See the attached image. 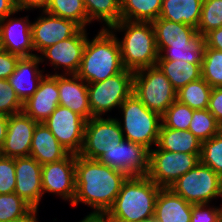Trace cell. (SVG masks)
<instances>
[{"instance_id": "1", "label": "cell", "mask_w": 222, "mask_h": 222, "mask_svg": "<svg viewBox=\"0 0 222 222\" xmlns=\"http://www.w3.org/2000/svg\"><path fill=\"white\" fill-rule=\"evenodd\" d=\"M127 178L124 172L111 169L98 160L76 155V194L71 206H77L81 202L94 210L79 222H85L97 214L107 213Z\"/></svg>"}, {"instance_id": "2", "label": "cell", "mask_w": 222, "mask_h": 222, "mask_svg": "<svg viewBox=\"0 0 222 222\" xmlns=\"http://www.w3.org/2000/svg\"><path fill=\"white\" fill-rule=\"evenodd\" d=\"M118 37L110 29H100L86 46L77 75L87 84L103 81L124 70Z\"/></svg>"}, {"instance_id": "3", "label": "cell", "mask_w": 222, "mask_h": 222, "mask_svg": "<svg viewBox=\"0 0 222 222\" xmlns=\"http://www.w3.org/2000/svg\"><path fill=\"white\" fill-rule=\"evenodd\" d=\"M110 30L125 31L123 40L118 39L125 69L136 72L157 65L158 51L151 22L120 20Z\"/></svg>"}, {"instance_id": "4", "label": "cell", "mask_w": 222, "mask_h": 222, "mask_svg": "<svg viewBox=\"0 0 222 222\" xmlns=\"http://www.w3.org/2000/svg\"><path fill=\"white\" fill-rule=\"evenodd\" d=\"M160 189L147 176L128 177L107 214L128 222H144L154 216Z\"/></svg>"}, {"instance_id": "5", "label": "cell", "mask_w": 222, "mask_h": 222, "mask_svg": "<svg viewBox=\"0 0 222 222\" xmlns=\"http://www.w3.org/2000/svg\"><path fill=\"white\" fill-rule=\"evenodd\" d=\"M123 114V122L119 121L123 137L134 143L141 144L151 150L152 145H156L162 116L149 110L132 93L119 107Z\"/></svg>"}, {"instance_id": "6", "label": "cell", "mask_w": 222, "mask_h": 222, "mask_svg": "<svg viewBox=\"0 0 222 222\" xmlns=\"http://www.w3.org/2000/svg\"><path fill=\"white\" fill-rule=\"evenodd\" d=\"M176 92L157 65L134 72L133 93L149 110L161 116L176 100Z\"/></svg>"}, {"instance_id": "7", "label": "cell", "mask_w": 222, "mask_h": 222, "mask_svg": "<svg viewBox=\"0 0 222 222\" xmlns=\"http://www.w3.org/2000/svg\"><path fill=\"white\" fill-rule=\"evenodd\" d=\"M169 188L194 205L209 204L212 199L222 198V178L201 162L179 177Z\"/></svg>"}, {"instance_id": "8", "label": "cell", "mask_w": 222, "mask_h": 222, "mask_svg": "<svg viewBox=\"0 0 222 222\" xmlns=\"http://www.w3.org/2000/svg\"><path fill=\"white\" fill-rule=\"evenodd\" d=\"M134 72H122L103 81L89 83L88 99L93 117H101L120 105L133 93Z\"/></svg>"}, {"instance_id": "9", "label": "cell", "mask_w": 222, "mask_h": 222, "mask_svg": "<svg viewBox=\"0 0 222 222\" xmlns=\"http://www.w3.org/2000/svg\"><path fill=\"white\" fill-rule=\"evenodd\" d=\"M201 153L168 152L158 147L149 151L147 177L161 188H169L200 162Z\"/></svg>"}, {"instance_id": "10", "label": "cell", "mask_w": 222, "mask_h": 222, "mask_svg": "<svg viewBox=\"0 0 222 222\" xmlns=\"http://www.w3.org/2000/svg\"><path fill=\"white\" fill-rule=\"evenodd\" d=\"M124 139L117 118L92 117L86 121L83 145L78 155L98 160L115 144H120Z\"/></svg>"}, {"instance_id": "11", "label": "cell", "mask_w": 222, "mask_h": 222, "mask_svg": "<svg viewBox=\"0 0 222 222\" xmlns=\"http://www.w3.org/2000/svg\"><path fill=\"white\" fill-rule=\"evenodd\" d=\"M149 149L123 139L105 152L98 161L111 169L124 172L128 177L146 176L149 166Z\"/></svg>"}, {"instance_id": "12", "label": "cell", "mask_w": 222, "mask_h": 222, "mask_svg": "<svg viewBox=\"0 0 222 222\" xmlns=\"http://www.w3.org/2000/svg\"><path fill=\"white\" fill-rule=\"evenodd\" d=\"M86 121L78 113L58 105L43 123L70 154L78 155L83 145Z\"/></svg>"}, {"instance_id": "13", "label": "cell", "mask_w": 222, "mask_h": 222, "mask_svg": "<svg viewBox=\"0 0 222 222\" xmlns=\"http://www.w3.org/2000/svg\"><path fill=\"white\" fill-rule=\"evenodd\" d=\"M75 164V154H69L58 162L43 164L41 174L43 195L54 193L72 204L76 194Z\"/></svg>"}, {"instance_id": "14", "label": "cell", "mask_w": 222, "mask_h": 222, "mask_svg": "<svg viewBox=\"0 0 222 222\" xmlns=\"http://www.w3.org/2000/svg\"><path fill=\"white\" fill-rule=\"evenodd\" d=\"M87 34V30L81 28L74 36L47 47L40 53L43 56H39L41 62L46 58V61L48 59L55 67L54 70L63 67L64 73L61 74H77L86 46Z\"/></svg>"}, {"instance_id": "15", "label": "cell", "mask_w": 222, "mask_h": 222, "mask_svg": "<svg viewBox=\"0 0 222 222\" xmlns=\"http://www.w3.org/2000/svg\"><path fill=\"white\" fill-rule=\"evenodd\" d=\"M80 29L74 21L42 11V15L32 22L34 50L41 53L47 47L74 36Z\"/></svg>"}, {"instance_id": "16", "label": "cell", "mask_w": 222, "mask_h": 222, "mask_svg": "<svg viewBox=\"0 0 222 222\" xmlns=\"http://www.w3.org/2000/svg\"><path fill=\"white\" fill-rule=\"evenodd\" d=\"M11 16L8 15L0 22V48L20 58L38 55L32 53L34 51L32 23L28 16L21 18H11Z\"/></svg>"}, {"instance_id": "17", "label": "cell", "mask_w": 222, "mask_h": 222, "mask_svg": "<svg viewBox=\"0 0 222 222\" xmlns=\"http://www.w3.org/2000/svg\"><path fill=\"white\" fill-rule=\"evenodd\" d=\"M23 111L8 116L6 138L0 149V155L6 157H29L32 137L36 125Z\"/></svg>"}, {"instance_id": "18", "label": "cell", "mask_w": 222, "mask_h": 222, "mask_svg": "<svg viewBox=\"0 0 222 222\" xmlns=\"http://www.w3.org/2000/svg\"><path fill=\"white\" fill-rule=\"evenodd\" d=\"M15 193L38 210L43 196L41 174L42 165L32 157H15Z\"/></svg>"}, {"instance_id": "19", "label": "cell", "mask_w": 222, "mask_h": 222, "mask_svg": "<svg viewBox=\"0 0 222 222\" xmlns=\"http://www.w3.org/2000/svg\"><path fill=\"white\" fill-rule=\"evenodd\" d=\"M59 105L58 72L46 74L35 93L23 103V112L43 123Z\"/></svg>"}, {"instance_id": "20", "label": "cell", "mask_w": 222, "mask_h": 222, "mask_svg": "<svg viewBox=\"0 0 222 222\" xmlns=\"http://www.w3.org/2000/svg\"><path fill=\"white\" fill-rule=\"evenodd\" d=\"M59 105L84 119L93 117L88 99V85L77 74H58Z\"/></svg>"}, {"instance_id": "21", "label": "cell", "mask_w": 222, "mask_h": 222, "mask_svg": "<svg viewBox=\"0 0 222 222\" xmlns=\"http://www.w3.org/2000/svg\"><path fill=\"white\" fill-rule=\"evenodd\" d=\"M40 63L42 62L39 55L20 58L15 71L7 79L23 103L35 93L40 81L46 75L43 74V70H39Z\"/></svg>"}, {"instance_id": "22", "label": "cell", "mask_w": 222, "mask_h": 222, "mask_svg": "<svg viewBox=\"0 0 222 222\" xmlns=\"http://www.w3.org/2000/svg\"><path fill=\"white\" fill-rule=\"evenodd\" d=\"M69 154L44 123L36 125L32 137L30 157L43 165L61 161Z\"/></svg>"}, {"instance_id": "23", "label": "cell", "mask_w": 222, "mask_h": 222, "mask_svg": "<svg viewBox=\"0 0 222 222\" xmlns=\"http://www.w3.org/2000/svg\"><path fill=\"white\" fill-rule=\"evenodd\" d=\"M193 205L170 188H161L156 199L154 215L159 222H190Z\"/></svg>"}, {"instance_id": "24", "label": "cell", "mask_w": 222, "mask_h": 222, "mask_svg": "<svg viewBox=\"0 0 222 222\" xmlns=\"http://www.w3.org/2000/svg\"><path fill=\"white\" fill-rule=\"evenodd\" d=\"M151 23L155 32L158 53L168 46H179L192 42L199 35L196 28L184 23H177L160 17Z\"/></svg>"}, {"instance_id": "25", "label": "cell", "mask_w": 222, "mask_h": 222, "mask_svg": "<svg viewBox=\"0 0 222 222\" xmlns=\"http://www.w3.org/2000/svg\"><path fill=\"white\" fill-rule=\"evenodd\" d=\"M156 147L168 152L201 153L202 142L189 130L171 129L162 124Z\"/></svg>"}, {"instance_id": "26", "label": "cell", "mask_w": 222, "mask_h": 222, "mask_svg": "<svg viewBox=\"0 0 222 222\" xmlns=\"http://www.w3.org/2000/svg\"><path fill=\"white\" fill-rule=\"evenodd\" d=\"M203 0H163L160 18L197 29Z\"/></svg>"}, {"instance_id": "27", "label": "cell", "mask_w": 222, "mask_h": 222, "mask_svg": "<svg viewBox=\"0 0 222 222\" xmlns=\"http://www.w3.org/2000/svg\"><path fill=\"white\" fill-rule=\"evenodd\" d=\"M157 66L176 91L202 77L200 64H191L182 60H157Z\"/></svg>"}, {"instance_id": "28", "label": "cell", "mask_w": 222, "mask_h": 222, "mask_svg": "<svg viewBox=\"0 0 222 222\" xmlns=\"http://www.w3.org/2000/svg\"><path fill=\"white\" fill-rule=\"evenodd\" d=\"M163 0H120L121 20L152 22L160 17Z\"/></svg>"}, {"instance_id": "29", "label": "cell", "mask_w": 222, "mask_h": 222, "mask_svg": "<svg viewBox=\"0 0 222 222\" xmlns=\"http://www.w3.org/2000/svg\"><path fill=\"white\" fill-rule=\"evenodd\" d=\"M206 39L198 35L192 42L185 45L168 46L158 53V60H182L202 66Z\"/></svg>"}, {"instance_id": "30", "label": "cell", "mask_w": 222, "mask_h": 222, "mask_svg": "<svg viewBox=\"0 0 222 222\" xmlns=\"http://www.w3.org/2000/svg\"><path fill=\"white\" fill-rule=\"evenodd\" d=\"M87 12L88 23L102 21L110 29L121 20L120 0H83Z\"/></svg>"}, {"instance_id": "31", "label": "cell", "mask_w": 222, "mask_h": 222, "mask_svg": "<svg viewBox=\"0 0 222 222\" xmlns=\"http://www.w3.org/2000/svg\"><path fill=\"white\" fill-rule=\"evenodd\" d=\"M212 87L201 77L176 92V100L191 109H207Z\"/></svg>"}, {"instance_id": "32", "label": "cell", "mask_w": 222, "mask_h": 222, "mask_svg": "<svg viewBox=\"0 0 222 222\" xmlns=\"http://www.w3.org/2000/svg\"><path fill=\"white\" fill-rule=\"evenodd\" d=\"M45 11L60 18L74 21L82 29H85L88 24L83 0H49Z\"/></svg>"}, {"instance_id": "33", "label": "cell", "mask_w": 222, "mask_h": 222, "mask_svg": "<svg viewBox=\"0 0 222 222\" xmlns=\"http://www.w3.org/2000/svg\"><path fill=\"white\" fill-rule=\"evenodd\" d=\"M188 130L204 142L220 132V124L208 109H193Z\"/></svg>"}, {"instance_id": "34", "label": "cell", "mask_w": 222, "mask_h": 222, "mask_svg": "<svg viewBox=\"0 0 222 222\" xmlns=\"http://www.w3.org/2000/svg\"><path fill=\"white\" fill-rule=\"evenodd\" d=\"M202 78L212 87H222V51L205 47Z\"/></svg>"}, {"instance_id": "35", "label": "cell", "mask_w": 222, "mask_h": 222, "mask_svg": "<svg viewBox=\"0 0 222 222\" xmlns=\"http://www.w3.org/2000/svg\"><path fill=\"white\" fill-rule=\"evenodd\" d=\"M222 27V0H203L197 32L205 36L211 30Z\"/></svg>"}, {"instance_id": "36", "label": "cell", "mask_w": 222, "mask_h": 222, "mask_svg": "<svg viewBox=\"0 0 222 222\" xmlns=\"http://www.w3.org/2000/svg\"><path fill=\"white\" fill-rule=\"evenodd\" d=\"M200 162L222 178V133L202 142Z\"/></svg>"}, {"instance_id": "37", "label": "cell", "mask_w": 222, "mask_h": 222, "mask_svg": "<svg viewBox=\"0 0 222 222\" xmlns=\"http://www.w3.org/2000/svg\"><path fill=\"white\" fill-rule=\"evenodd\" d=\"M32 209L33 208L15 192L0 194V222L23 217Z\"/></svg>"}, {"instance_id": "38", "label": "cell", "mask_w": 222, "mask_h": 222, "mask_svg": "<svg viewBox=\"0 0 222 222\" xmlns=\"http://www.w3.org/2000/svg\"><path fill=\"white\" fill-rule=\"evenodd\" d=\"M192 115L193 109L175 100L162 115V124L171 129L188 130Z\"/></svg>"}, {"instance_id": "39", "label": "cell", "mask_w": 222, "mask_h": 222, "mask_svg": "<svg viewBox=\"0 0 222 222\" xmlns=\"http://www.w3.org/2000/svg\"><path fill=\"white\" fill-rule=\"evenodd\" d=\"M23 110V102L7 80L0 79V113L11 116Z\"/></svg>"}, {"instance_id": "40", "label": "cell", "mask_w": 222, "mask_h": 222, "mask_svg": "<svg viewBox=\"0 0 222 222\" xmlns=\"http://www.w3.org/2000/svg\"><path fill=\"white\" fill-rule=\"evenodd\" d=\"M15 185V159L0 155V194L13 193Z\"/></svg>"}, {"instance_id": "41", "label": "cell", "mask_w": 222, "mask_h": 222, "mask_svg": "<svg viewBox=\"0 0 222 222\" xmlns=\"http://www.w3.org/2000/svg\"><path fill=\"white\" fill-rule=\"evenodd\" d=\"M222 207H210L209 204L193 205L190 222H217Z\"/></svg>"}, {"instance_id": "42", "label": "cell", "mask_w": 222, "mask_h": 222, "mask_svg": "<svg viewBox=\"0 0 222 222\" xmlns=\"http://www.w3.org/2000/svg\"><path fill=\"white\" fill-rule=\"evenodd\" d=\"M20 57L0 48V79L7 80L15 71Z\"/></svg>"}, {"instance_id": "43", "label": "cell", "mask_w": 222, "mask_h": 222, "mask_svg": "<svg viewBox=\"0 0 222 222\" xmlns=\"http://www.w3.org/2000/svg\"><path fill=\"white\" fill-rule=\"evenodd\" d=\"M207 109L220 124L222 122V87L212 88Z\"/></svg>"}, {"instance_id": "44", "label": "cell", "mask_w": 222, "mask_h": 222, "mask_svg": "<svg viewBox=\"0 0 222 222\" xmlns=\"http://www.w3.org/2000/svg\"><path fill=\"white\" fill-rule=\"evenodd\" d=\"M49 3V0H15V5L17 10L24 11V10H31V9H41L45 11Z\"/></svg>"}, {"instance_id": "45", "label": "cell", "mask_w": 222, "mask_h": 222, "mask_svg": "<svg viewBox=\"0 0 222 222\" xmlns=\"http://www.w3.org/2000/svg\"><path fill=\"white\" fill-rule=\"evenodd\" d=\"M204 37L208 48L222 51V27L211 30Z\"/></svg>"}, {"instance_id": "46", "label": "cell", "mask_w": 222, "mask_h": 222, "mask_svg": "<svg viewBox=\"0 0 222 222\" xmlns=\"http://www.w3.org/2000/svg\"><path fill=\"white\" fill-rule=\"evenodd\" d=\"M18 12L15 0H0V22L8 15H13Z\"/></svg>"}, {"instance_id": "47", "label": "cell", "mask_w": 222, "mask_h": 222, "mask_svg": "<svg viewBox=\"0 0 222 222\" xmlns=\"http://www.w3.org/2000/svg\"><path fill=\"white\" fill-rule=\"evenodd\" d=\"M85 222H128L115 217L109 216L107 213L97 214L88 218Z\"/></svg>"}, {"instance_id": "48", "label": "cell", "mask_w": 222, "mask_h": 222, "mask_svg": "<svg viewBox=\"0 0 222 222\" xmlns=\"http://www.w3.org/2000/svg\"><path fill=\"white\" fill-rule=\"evenodd\" d=\"M8 126V116L0 113V149L3 146L4 139L6 138Z\"/></svg>"}, {"instance_id": "49", "label": "cell", "mask_w": 222, "mask_h": 222, "mask_svg": "<svg viewBox=\"0 0 222 222\" xmlns=\"http://www.w3.org/2000/svg\"><path fill=\"white\" fill-rule=\"evenodd\" d=\"M37 212V209H32L27 215L6 222H38V220L36 219Z\"/></svg>"}, {"instance_id": "50", "label": "cell", "mask_w": 222, "mask_h": 222, "mask_svg": "<svg viewBox=\"0 0 222 222\" xmlns=\"http://www.w3.org/2000/svg\"><path fill=\"white\" fill-rule=\"evenodd\" d=\"M144 222H159V220L154 216L148 218L147 220H145Z\"/></svg>"}, {"instance_id": "51", "label": "cell", "mask_w": 222, "mask_h": 222, "mask_svg": "<svg viewBox=\"0 0 222 222\" xmlns=\"http://www.w3.org/2000/svg\"><path fill=\"white\" fill-rule=\"evenodd\" d=\"M217 222H222V213L220 214V216H219Z\"/></svg>"}, {"instance_id": "52", "label": "cell", "mask_w": 222, "mask_h": 222, "mask_svg": "<svg viewBox=\"0 0 222 222\" xmlns=\"http://www.w3.org/2000/svg\"><path fill=\"white\" fill-rule=\"evenodd\" d=\"M220 133H222V122L220 123Z\"/></svg>"}]
</instances>
